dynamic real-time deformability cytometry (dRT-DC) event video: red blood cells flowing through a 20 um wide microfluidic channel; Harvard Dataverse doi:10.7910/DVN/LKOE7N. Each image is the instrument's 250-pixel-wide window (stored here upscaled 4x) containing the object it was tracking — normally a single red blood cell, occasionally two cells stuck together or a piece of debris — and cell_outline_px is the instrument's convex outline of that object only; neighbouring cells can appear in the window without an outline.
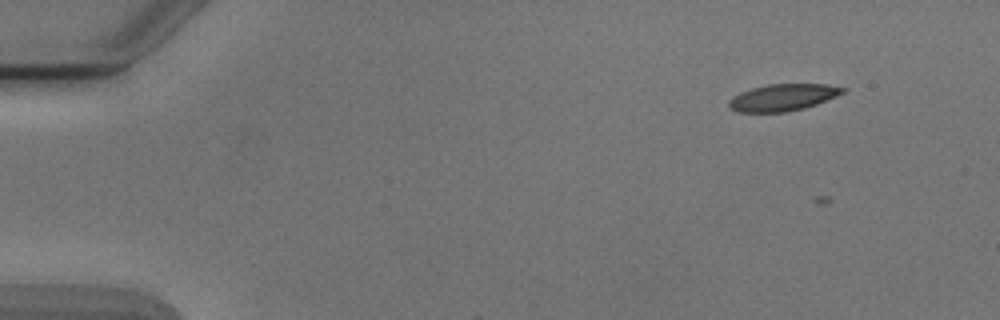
{"species": "Egyptian fruit bat (a non-hibernating species)", "species_latin": "Rousettus aegyptiacus", "temperature_condition": "cold", "stored_images_in_passage": 5, "camera_frame_rate_fps": 3000, "um_per_image_px": 0.085, "animal": {"sex": "male"}, "frame": {"image": 1, "passage_image": 2, "time_ms": 1.333, "image_size_px": [1000, 320], "cell_outline_px": [[848, 88], [844, 92], [836, 96], [816, 104], [804, 108], [788, 112], [740, 112], [728, 108], [728, 100], [732, 96], [740, 92], [752, 88], [768, 84], [828, 84]], "centroid_in_image_um": [66.52, 8.28], "position_along_channel_um": 18.5, "area_um2": 17.92}}
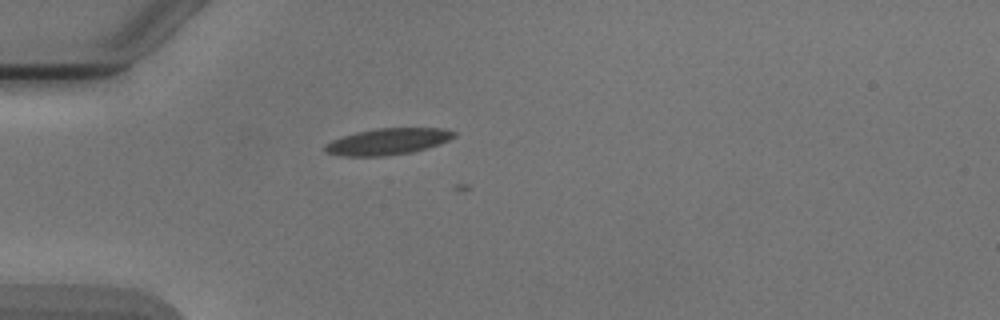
{"frame": {"image": 2, "passage_image": 5, "time_ms": 4.667, "image_size_px": [1000, 320], "cell_outline_px": [[456, 136], [440, 144], [428, 148], [412, 152], [384, 156], [344, 156], [328, 152], [324, 148], [324, 144], [332, 140], [356, 132], [376, 128], [444, 128], [456, 132]], "centroid_in_image_um": [33.0, 12.02], "position_along_channel_um": 52.0, "area_um2": 19.83}}